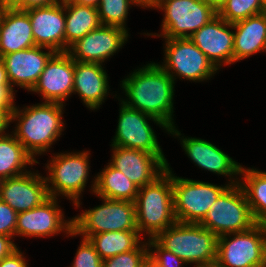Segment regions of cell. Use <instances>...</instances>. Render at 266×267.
<instances>
[{"label":"cell","instance_id":"obj_14","mask_svg":"<svg viewBox=\"0 0 266 267\" xmlns=\"http://www.w3.org/2000/svg\"><path fill=\"white\" fill-rule=\"evenodd\" d=\"M128 30L100 25L69 46L67 53L79 62L103 64L128 41Z\"/></svg>","mask_w":266,"mask_h":267},{"label":"cell","instance_id":"obj_12","mask_svg":"<svg viewBox=\"0 0 266 267\" xmlns=\"http://www.w3.org/2000/svg\"><path fill=\"white\" fill-rule=\"evenodd\" d=\"M120 111L115 136L110 146L142 150L156 156H165L159 145L157 135L148 120L159 125L166 132L169 129L158 119L132 109L120 101Z\"/></svg>","mask_w":266,"mask_h":267},{"label":"cell","instance_id":"obj_16","mask_svg":"<svg viewBox=\"0 0 266 267\" xmlns=\"http://www.w3.org/2000/svg\"><path fill=\"white\" fill-rule=\"evenodd\" d=\"M75 60L67 52H55L30 92L41 95L44 102L61 104L73 92Z\"/></svg>","mask_w":266,"mask_h":267},{"label":"cell","instance_id":"obj_15","mask_svg":"<svg viewBox=\"0 0 266 267\" xmlns=\"http://www.w3.org/2000/svg\"><path fill=\"white\" fill-rule=\"evenodd\" d=\"M168 134L180 139L182 149L196 166L217 175L227 176L231 185L239 183L237 176H240L242 165L216 145L201 138L180 137L182 134L176 127L169 129Z\"/></svg>","mask_w":266,"mask_h":267},{"label":"cell","instance_id":"obj_7","mask_svg":"<svg viewBox=\"0 0 266 267\" xmlns=\"http://www.w3.org/2000/svg\"><path fill=\"white\" fill-rule=\"evenodd\" d=\"M199 224L219 237L247 231L257 223L252 216L244 190L237 183L230 185L218 197Z\"/></svg>","mask_w":266,"mask_h":267},{"label":"cell","instance_id":"obj_27","mask_svg":"<svg viewBox=\"0 0 266 267\" xmlns=\"http://www.w3.org/2000/svg\"><path fill=\"white\" fill-rule=\"evenodd\" d=\"M35 163H39L38 160L33 159L13 134L0 136V176L3 179L22 175L28 172V165Z\"/></svg>","mask_w":266,"mask_h":267},{"label":"cell","instance_id":"obj_43","mask_svg":"<svg viewBox=\"0 0 266 267\" xmlns=\"http://www.w3.org/2000/svg\"><path fill=\"white\" fill-rule=\"evenodd\" d=\"M70 2L98 8L101 0H71Z\"/></svg>","mask_w":266,"mask_h":267},{"label":"cell","instance_id":"obj_41","mask_svg":"<svg viewBox=\"0 0 266 267\" xmlns=\"http://www.w3.org/2000/svg\"><path fill=\"white\" fill-rule=\"evenodd\" d=\"M0 85H10L3 60L0 57Z\"/></svg>","mask_w":266,"mask_h":267},{"label":"cell","instance_id":"obj_31","mask_svg":"<svg viewBox=\"0 0 266 267\" xmlns=\"http://www.w3.org/2000/svg\"><path fill=\"white\" fill-rule=\"evenodd\" d=\"M131 5L137 6L133 0H101L98 14L101 25L126 28V20Z\"/></svg>","mask_w":266,"mask_h":267},{"label":"cell","instance_id":"obj_24","mask_svg":"<svg viewBox=\"0 0 266 267\" xmlns=\"http://www.w3.org/2000/svg\"><path fill=\"white\" fill-rule=\"evenodd\" d=\"M234 63L266 52V14L248 17L233 24Z\"/></svg>","mask_w":266,"mask_h":267},{"label":"cell","instance_id":"obj_37","mask_svg":"<svg viewBox=\"0 0 266 267\" xmlns=\"http://www.w3.org/2000/svg\"><path fill=\"white\" fill-rule=\"evenodd\" d=\"M0 267H29L24 253L18 248L0 261Z\"/></svg>","mask_w":266,"mask_h":267},{"label":"cell","instance_id":"obj_17","mask_svg":"<svg viewBox=\"0 0 266 267\" xmlns=\"http://www.w3.org/2000/svg\"><path fill=\"white\" fill-rule=\"evenodd\" d=\"M110 164L120 170L138 188L155 181L162 175L169 163L165 156H156L142 150L112 146Z\"/></svg>","mask_w":266,"mask_h":267},{"label":"cell","instance_id":"obj_50","mask_svg":"<svg viewBox=\"0 0 266 267\" xmlns=\"http://www.w3.org/2000/svg\"><path fill=\"white\" fill-rule=\"evenodd\" d=\"M58 1H59V3H65V2H69L71 0H58Z\"/></svg>","mask_w":266,"mask_h":267},{"label":"cell","instance_id":"obj_47","mask_svg":"<svg viewBox=\"0 0 266 267\" xmlns=\"http://www.w3.org/2000/svg\"><path fill=\"white\" fill-rule=\"evenodd\" d=\"M201 267H223V266L219 265L217 262H213V263L201 266Z\"/></svg>","mask_w":266,"mask_h":267},{"label":"cell","instance_id":"obj_32","mask_svg":"<svg viewBox=\"0 0 266 267\" xmlns=\"http://www.w3.org/2000/svg\"><path fill=\"white\" fill-rule=\"evenodd\" d=\"M148 258L149 247L144 241L137 249L103 260V267H141Z\"/></svg>","mask_w":266,"mask_h":267},{"label":"cell","instance_id":"obj_11","mask_svg":"<svg viewBox=\"0 0 266 267\" xmlns=\"http://www.w3.org/2000/svg\"><path fill=\"white\" fill-rule=\"evenodd\" d=\"M164 62L160 65L173 79L210 80L218 69L190 38H165ZM177 77V78H176Z\"/></svg>","mask_w":266,"mask_h":267},{"label":"cell","instance_id":"obj_8","mask_svg":"<svg viewBox=\"0 0 266 267\" xmlns=\"http://www.w3.org/2000/svg\"><path fill=\"white\" fill-rule=\"evenodd\" d=\"M164 11L161 33L148 36L189 38L217 15V9L203 0H159L153 9Z\"/></svg>","mask_w":266,"mask_h":267},{"label":"cell","instance_id":"obj_23","mask_svg":"<svg viewBox=\"0 0 266 267\" xmlns=\"http://www.w3.org/2000/svg\"><path fill=\"white\" fill-rule=\"evenodd\" d=\"M36 46L30 17L16 8L1 9L0 57Z\"/></svg>","mask_w":266,"mask_h":267},{"label":"cell","instance_id":"obj_25","mask_svg":"<svg viewBox=\"0 0 266 267\" xmlns=\"http://www.w3.org/2000/svg\"><path fill=\"white\" fill-rule=\"evenodd\" d=\"M91 191L99 198L134 202L138 187L110 163L94 177Z\"/></svg>","mask_w":266,"mask_h":267},{"label":"cell","instance_id":"obj_5","mask_svg":"<svg viewBox=\"0 0 266 267\" xmlns=\"http://www.w3.org/2000/svg\"><path fill=\"white\" fill-rule=\"evenodd\" d=\"M89 151L58 153L46 164L45 177L49 196H65L75 208L81 205L80 197L89 178ZM51 185V186H50Z\"/></svg>","mask_w":266,"mask_h":267},{"label":"cell","instance_id":"obj_38","mask_svg":"<svg viewBox=\"0 0 266 267\" xmlns=\"http://www.w3.org/2000/svg\"><path fill=\"white\" fill-rule=\"evenodd\" d=\"M59 3L58 0H22L15 8L26 11L32 8L48 7Z\"/></svg>","mask_w":266,"mask_h":267},{"label":"cell","instance_id":"obj_18","mask_svg":"<svg viewBox=\"0 0 266 267\" xmlns=\"http://www.w3.org/2000/svg\"><path fill=\"white\" fill-rule=\"evenodd\" d=\"M230 28L233 24L217 14L189 37L218 70L234 64V31Z\"/></svg>","mask_w":266,"mask_h":267},{"label":"cell","instance_id":"obj_3","mask_svg":"<svg viewBox=\"0 0 266 267\" xmlns=\"http://www.w3.org/2000/svg\"><path fill=\"white\" fill-rule=\"evenodd\" d=\"M134 204L137 229L141 234L145 232L148 238H154L176 222L169 165L155 181L138 189Z\"/></svg>","mask_w":266,"mask_h":267},{"label":"cell","instance_id":"obj_45","mask_svg":"<svg viewBox=\"0 0 266 267\" xmlns=\"http://www.w3.org/2000/svg\"><path fill=\"white\" fill-rule=\"evenodd\" d=\"M212 4L216 9L225 1V0H203Z\"/></svg>","mask_w":266,"mask_h":267},{"label":"cell","instance_id":"obj_10","mask_svg":"<svg viewBox=\"0 0 266 267\" xmlns=\"http://www.w3.org/2000/svg\"><path fill=\"white\" fill-rule=\"evenodd\" d=\"M231 184L216 185L177 177L172 172L173 203L176 222L199 224L210 206Z\"/></svg>","mask_w":266,"mask_h":267},{"label":"cell","instance_id":"obj_44","mask_svg":"<svg viewBox=\"0 0 266 267\" xmlns=\"http://www.w3.org/2000/svg\"><path fill=\"white\" fill-rule=\"evenodd\" d=\"M22 0H0V8H15Z\"/></svg>","mask_w":266,"mask_h":267},{"label":"cell","instance_id":"obj_34","mask_svg":"<svg viewBox=\"0 0 266 267\" xmlns=\"http://www.w3.org/2000/svg\"><path fill=\"white\" fill-rule=\"evenodd\" d=\"M71 267H103V260L88 239L82 238Z\"/></svg>","mask_w":266,"mask_h":267},{"label":"cell","instance_id":"obj_49","mask_svg":"<svg viewBox=\"0 0 266 267\" xmlns=\"http://www.w3.org/2000/svg\"><path fill=\"white\" fill-rule=\"evenodd\" d=\"M4 179L0 176V189L2 187V183H3Z\"/></svg>","mask_w":266,"mask_h":267},{"label":"cell","instance_id":"obj_29","mask_svg":"<svg viewBox=\"0 0 266 267\" xmlns=\"http://www.w3.org/2000/svg\"><path fill=\"white\" fill-rule=\"evenodd\" d=\"M138 230L109 231L91 235L88 240L102 260L137 249L142 242ZM141 241V242H140Z\"/></svg>","mask_w":266,"mask_h":267},{"label":"cell","instance_id":"obj_35","mask_svg":"<svg viewBox=\"0 0 266 267\" xmlns=\"http://www.w3.org/2000/svg\"><path fill=\"white\" fill-rule=\"evenodd\" d=\"M17 221V212L6 202L0 200V235L13 237Z\"/></svg>","mask_w":266,"mask_h":267},{"label":"cell","instance_id":"obj_6","mask_svg":"<svg viewBox=\"0 0 266 267\" xmlns=\"http://www.w3.org/2000/svg\"><path fill=\"white\" fill-rule=\"evenodd\" d=\"M102 199V205L82 211L72 217L71 237L82 235L88 239L91 235L109 231L138 230L134 202Z\"/></svg>","mask_w":266,"mask_h":267},{"label":"cell","instance_id":"obj_28","mask_svg":"<svg viewBox=\"0 0 266 267\" xmlns=\"http://www.w3.org/2000/svg\"><path fill=\"white\" fill-rule=\"evenodd\" d=\"M239 184L256 223L266 224V172L241 166Z\"/></svg>","mask_w":266,"mask_h":267},{"label":"cell","instance_id":"obj_13","mask_svg":"<svg viewBox=\"0 0 266 267\" xmlns=\"http://www.w3.org/2000/svg\"><path fill=\"white\" fill-rule=\"evenodd\" d=\"M58 205V198L49 197L31 210L17 213L15 235L22 237H48L65 232L67 237L73 231L72 219L65 220L64 212Z\"/></svg>","mask_w":266,"mask_h":267},{"label":"cell","instance_id":"obj_2","mask_svg":"<svg viewBox=\"0 0 266 267\" xmlns=\"http://www.w3.org/2000/svg\"><path fill=\"white\" fill-rule=\"evenodd\" d=\"M64 104L42 102L32 106H19L10 115V123L17 121L11 133L36 160L35 156L45 154L64 131Z\"/></svg>","mask_w":266,"mask_h":267},{"label":"cell","instance_id":"obj_22","mask_svg":"<svg viewBox=\"0 0 266 267\" xmlns=\"http://www.w3.org/2000/svg\"><path fill=\"white\" fill-rule=\"evenodd\" d=\"M103 64L75 61L73 94H78L90 110L101 107L109 91L107 72Z\"/></svg>","mask_w":266,"mask_h":267},{"label":"cell","instance_id":"obj_1","mask_svg":"<svg viewBox=\"0 0 266 267\" xmlns=\"http://www.w3.org/2000/svg\"><path fill=\"white\" fill-rule=\"evenodd\" d=\"M120 84L126 99L124 105L160 120L168 129L174 124V79L160 66L151 62L134 70Z\"/></svg>","mask_w":266,"mask_h":267},{"label":"cell","instance_id":"obj_36","mask_svg":"<svg viewBox=\"0 0 266 267\" xmlns=\"http://www.w3.org/2000/svg\"><path fill=\"white\" fill-rule=\"evenodd\" d=\"M11 85H0V107L10 115L16 108L14 98L15 92Z\"/></svg>","mask_w":266,"mask_h":267},{"label":"cell","instance_id":"obj_46","mask_svg":"<svg viewBox=\"0 0 266 267\" xmlns=\"http://www.w3.org/2000/svg\"><path fill=\"white\" fill-rule=\"evenodd\" d=\"M141 267H156L155 264L148 258Z\"/></svg>","mask_w":266,"mask_h":267},{"label":"cell","instance_id":"obj_30","mask_svg":"<svg viewBox=\"0 0 266 267\" xmlns=\"http://www.w3.org/2000/svg\"><path fill=\"white\" fill-rule=\"evenodd\" d=\"M261 13L262 0H225L217 9V14L230 24Z\"/></svg>","mask_w":266,"mask_h":267},{"label":"cell","instance_id":"obj_39","mask_svg":"<svg viewBox=\"0 0 266 267\" xmlns=\"http://www.w3.org/2000/svg\"><path fill=\"white\" fill-rule=\"evenodd\" d=\"M12 239L13 237L0 235V261L19 248Z\"/></svg>","mask_w":266,"mask_h":267},{"label":"cell","instance_id":"obj_4","mask_svg":"<svg viewBox=\"0 0 266 267\" xmlns=\"http://www.w3.org/2000/svg\"><path fill=\"white\" fill-rule=\"evenodd\" d=\"M154 239L185 263L201 267L216 262L218 237L201 224L175 222Z\"/></svg>","mask_w":266,"mask_h":267},{"label":"cell","instance_id":"obj_9","mask_svg":"<svg viewBox=\"0 0 266 267\" xmlns=\"http://www.w3.org/2000/svg\"><path fill=\"white\" fill-rule=\"evenodd\" d=\"M216 262L223 267H266V224L219 236Z\"/></svg>","mask_w":266,"mask_h":267},{"label":"cell","instance_id":"obj_21","mask_svg":"<svg viewBox=\"0 0 266 267\" xmlns=\"http://www.w3.org/2000/svg\"><path fill=\"white\" fill-rule=\"evenodd\" d=\"M36 46L65 52V3L26 10Z\"/></svg>","mask_w":266,"mask_h":267},{"label":"cell","instance_id":"obj_42","mask_svg":"<svg viewBox=\"0 0 266 267\" xmlns=\"http://www.w3.org/2000/svg\"><path fill=\"white\" fill-rule=\"evenodd\" d=\"M137 6L142 8H152L159 2V0H133Z\"/></svg>","mask_w":266,"mask_h":267},{"label":"cell","instance_id":"obj_20","mask_svg":"<svg viewBox=\"0 0 266 267\" xmlns=\"http://www.w3.org/2000/svg\"><path fill=\"white\" fill-rule=\"evenodd\" d=\"M54 53L52 49L34 46L2 56L12 88L16 85L31 91Z\"/></svg>","mask_w":266,"mask_h":267},{"label":"cell","instance_id":"obj_19","mask_svg":"<svg viewBox=\"0 0 266 267\" xmlns=\"http://www.w3.org/2000/svg\"><path fill=\"white\" fill-rule=\"evenodd\" d=\"M49 197L45 176L40 175L38 170L4 179L0 189V200L17 213L31 210Z\"/></svg>","mask_w":266,"mask_h":267},{"label":"cell","instance_id":"obj_26","mask_svg":"<svg viewBox=\"0 0 266 267\" xmlns=\"http://www.w3.org/2000/svg\"><path fill=\"white\" fill-rule=\"evenodd\" d=\"M100 25L98 8L65 2V52L75 41Z\"/></svg>","mask_w":266,"mask_h":267},{"label":"cell","instance_id":"obj_48","mask_svg":"<svg viewBox=\"0 0 266 267\" xmlns=\"http://www.w3.org/2000/svg\"><path fill=\"white\" fill-rule=\"evenodd\" d=\"M262 13L266 14V0H262Z\"/></svg>","mask_w":266,"mask_h":267},{"label":"cell","instance_id":"obj_40","mask_svg":"<svg viewBox=\"0 0 266 267\" xmlns=\"http://www.w3.org/2000/svg\"><path fill=\"white\" fill-rule=\"evenodd\" d=\"M10 114L0 107V136L6 134V129L10 126Z\"/></svg>","mask_w":266,"mask_h":267},{"label":"cell","instance_id":"obj_33","mask_svg":"<svg viewBox=\"0 0 266 267\" xmlns=\"http://www.w3.org/2000/svg\"><path fill=\"white\" fill-rule=\"evenodd\" d=\"M147 243L149 247V259L156 267H184L183 265H187L178 256L164 249L154 238H149Z\"/></svg>","mask_w":266,"mask_h":267}]
</instances>
